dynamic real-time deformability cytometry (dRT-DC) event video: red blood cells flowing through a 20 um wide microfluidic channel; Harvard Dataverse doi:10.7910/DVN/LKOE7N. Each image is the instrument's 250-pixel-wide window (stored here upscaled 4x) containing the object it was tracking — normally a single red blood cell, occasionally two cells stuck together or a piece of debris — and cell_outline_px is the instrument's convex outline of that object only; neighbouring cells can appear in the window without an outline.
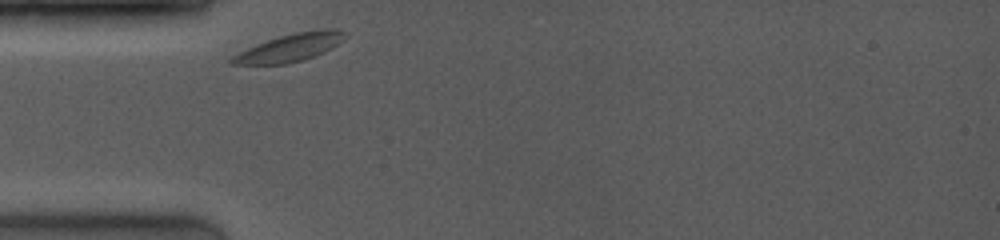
{"species": "common noctule bat (a hibernating species)", "species_latin": "Nyctalus noctula", "temperature_condition": "room temperature", "stored_images_in_passage": 22, "camera_frame_rate_fps": 4000, "um_per_image_px": 0.085, "animal": {"sex": "female", "body_mass_g": 19.0, "forearm_length_mm": 53.3}, "frame": {"image": 1, "passage_image": 1, "time_ms": 0.0, "image_size_px": [1000, 240], "cell_outline_px": [[348, 36], [344, 40], [332, 48], [324, 52], [304, 60], [288, 64], [228, 64], [228, 60], [232, 56], [256, 44], [280, 36], [296, 32], [324, 28], [332, 28], [348, 32]], "centroid_in_image_um": [24.71, 4.04], "position_along_channel_um": 60.3, "area_um2": 18.44}}
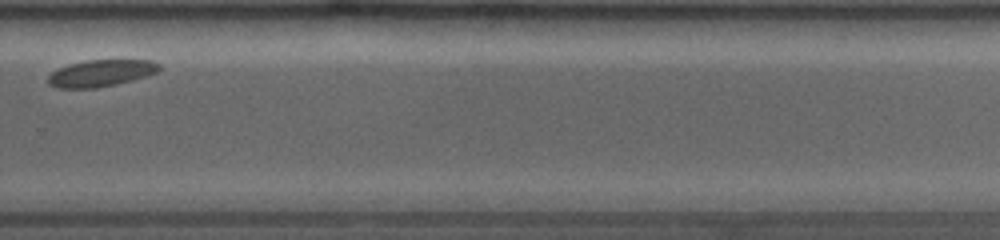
{"frame": {"image": 2, "passage_image": 17, "time_ms": 7.25, "image_size_px": [1000, 240], "cell_outline_px": [[160, 68], [156, 72], [132, 80], [116, 84], [96, 88], [56, 88], [48, 84], [48, 76], [52, 72], [68, 64], [88, 60], [152, 60], [160, 64]], "centroid_in_image_um": [8.55, 6.22], "position_along_channel_um": 321.2, "area_um2": 17.22}}
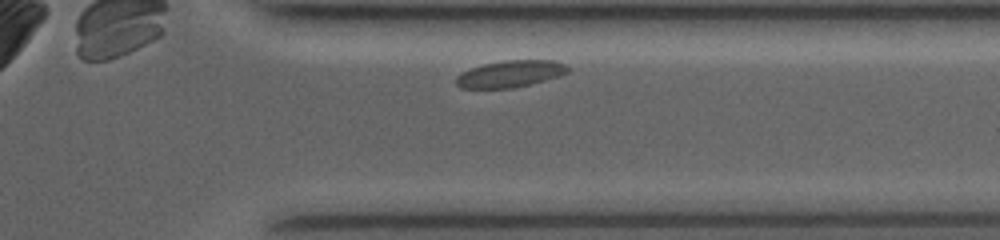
{"frame": {"image": 3, "passage_image": 20, "time_ms": 8.5, "image_size_px": [1000, 240], "cell_outline_px": [[568, 72], [560, 76], [512, 88], [460, 88], [456, 84], [456, 76], [460, 72], [484, 64], [504, 60], [552, 60], [568, 64]], "centroid_in_image_um": [43.37, 6.27], "position_along_channel_um": 368.0, "area_um2": 17.4}, "authors_computed_cell_mechanics": {"area_um2": 18.1203, "velocity_mm_per_s": 3.6418, "shape_relaxation_time_tau1_ms": 0.59, "shape_relaxation_time_tau2_ms": null, "deformation_change_tau1": 0.0325, "deformation_change_tau2": null}}